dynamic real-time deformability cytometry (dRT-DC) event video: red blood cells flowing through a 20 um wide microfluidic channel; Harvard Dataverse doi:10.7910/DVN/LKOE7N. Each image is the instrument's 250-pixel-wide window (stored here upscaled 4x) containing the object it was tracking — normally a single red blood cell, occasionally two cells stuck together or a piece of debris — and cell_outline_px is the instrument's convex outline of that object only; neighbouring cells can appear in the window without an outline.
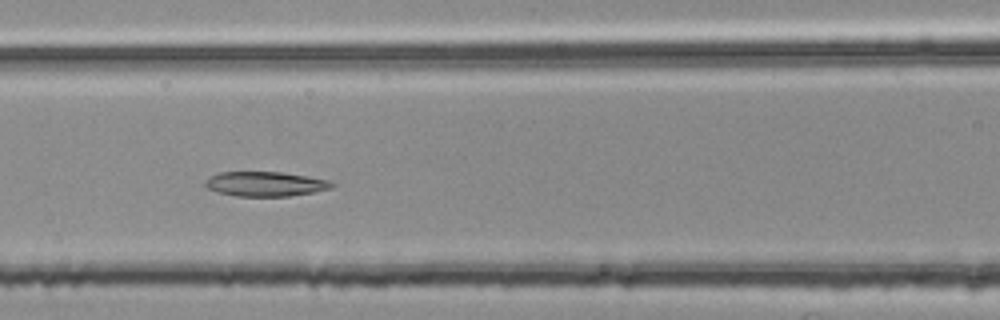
{"species": "common noctule bat (a hibernating species)", "species_latin": "Nyctalus noctula", "temperature_condition": "room temperature", "stored_images_in_passage": 50, "segment_of_instrument_passage": [2, 2], "camera_frame_rate_fps": 3000, "um_per_image_px": 0.085, "animal": {"sex": "female", "body_mass_g": 25.1}, "frame": {"image": 1, "passage_image": 22, "time_ms": 7.0, "image_size_px": [1000, 320], "cell_outline_px": [[336, 184], [332, 188], [316, 192], [288, 196], [236, 196], [220, 192], [208, 188], [204, 184], [204, 180], [208, 176], [220, 172], [280, 172], [332, 180]], "centroid_in_image_um": [22.59, 15.63], "position_along_channel_um": 144.0, "area_um2": 18.32}}
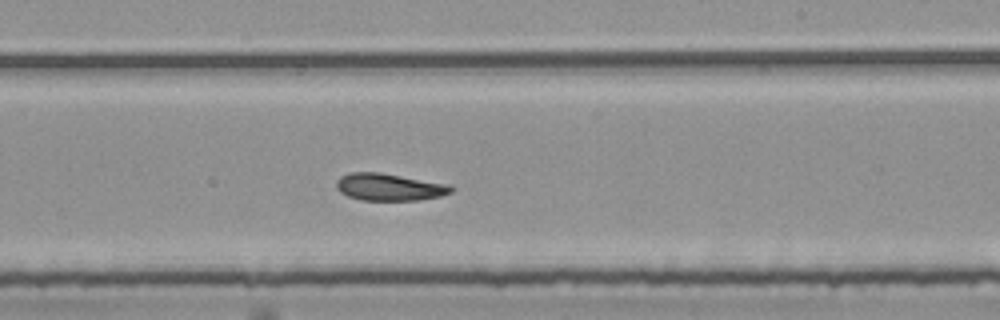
{"frame": {"image": 2, "passage_image": 31, "time_ms": 10.0, "image_size_px": [1000, 320], "cell_outline_px": [[452, 192], [440, 196], [416, 200], [360, 200], [348, 196], [340, 192], [336, 188], [336, 180], [340, 176], [348, 172], [380, 172], [448, 184], [452, 188]], "centroid_in_image_um": [33.03, 15.89], "position_along_channel_um": 256.0, "area_um2": 18.15}}
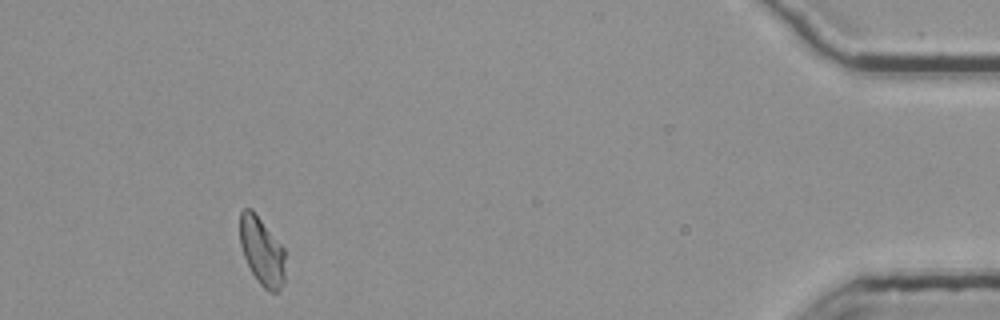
{"frame": {"image": 3, "passage_image": 49, "time_ms": 16.0, "image_size_px": [1000, 320], "cell_outline_px": [[284, 284], [276, 292], [268, 292], [256, 280], [244, 256], [240, 244], [240, 212], [244, 208], [252, 208], [284, 248]], "centroid_in_image_um": [22.25, 21.35], "position_along_channel_um": 412.9, "area_um2": 17.98}}